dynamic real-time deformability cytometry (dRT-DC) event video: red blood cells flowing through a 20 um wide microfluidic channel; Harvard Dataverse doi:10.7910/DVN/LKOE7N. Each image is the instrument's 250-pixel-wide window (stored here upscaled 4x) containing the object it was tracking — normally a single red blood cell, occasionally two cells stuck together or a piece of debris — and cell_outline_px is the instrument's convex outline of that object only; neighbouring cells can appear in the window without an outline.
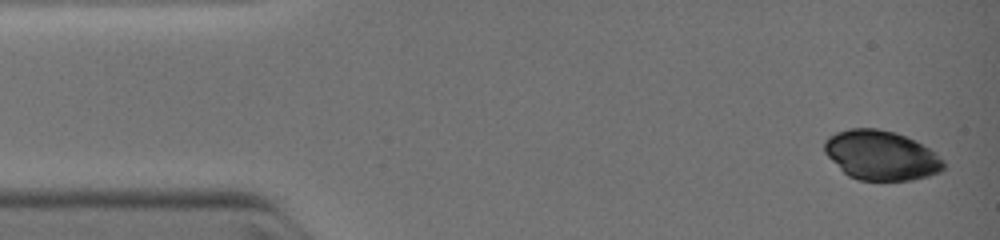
{"species": "common noctule bat (a hibernating species)", "species_latin": "Nyctalus noctula", "temperature_condition": "warm", "stored_images_in_passage": 40, "camera_frame_rate_fps": 3000, "um_per_image_px": 0.085, "animal": {"sex": "female", "body_mass_g": 19.0, "forearm_length_mm": 51.5}, "frame": {"image": 1, "passage_image": 1, "time_ms": 0.0, "image_size_px": [1000, 240], "cell_outline_px": [[944, 168], [940, 172], [928, 176], [912, 180], [856, 180], [848, 176], [824, 152], [824, 140], [828, 136], [836, 132], [852, 128], [876, 128], [896, 132], [936, 152], [944, 160]], "centroid_in_image_um": [74.88, 13.2], "position_along_channel_um": 10.1, "area_um2": 34.33}}